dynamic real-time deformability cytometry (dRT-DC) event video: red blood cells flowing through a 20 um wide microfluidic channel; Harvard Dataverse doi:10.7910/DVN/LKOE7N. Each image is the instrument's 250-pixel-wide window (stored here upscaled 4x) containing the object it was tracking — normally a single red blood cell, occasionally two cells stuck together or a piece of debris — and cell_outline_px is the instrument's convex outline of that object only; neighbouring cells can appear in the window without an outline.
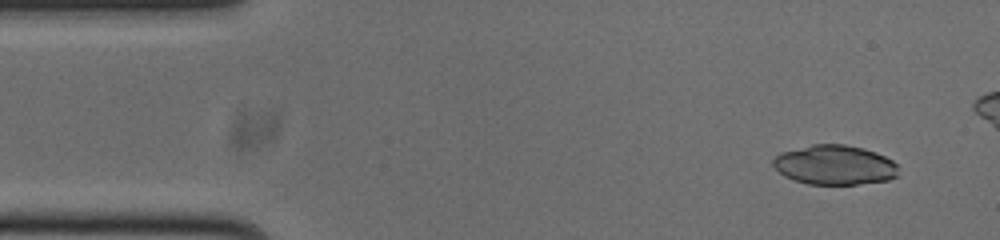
{"species": "common noctule bat (a hibernating species)", "species_latin": "Nyctalus noctula", "temperature_condition": "cold", "stored_images_in_passage": 47, "camera_frame_rate_fps": 3000, "um_per_image_px": 0.085, "animal": {"sex": "male", "body_mass_g": 20.0, "forearm_length_mm": 53.3}, "frame": {"image": 1, "passage_image": 4, "time_ms": 1.0, "image_size_px": [1000, 240], "cell_outline_px": [[900, 176], [888, 180], [856, 184], [808, 184], [784, 176], [772, 164], [772, 160], [780, 152], [812, 144], [844, 144], [864, 148], [876, 152], [892, 160], [896, 164]], "centroid_in_image_um": [70.96, 14.01], "position_along_channel_um": 14.0, "area_um2": 29.02}}